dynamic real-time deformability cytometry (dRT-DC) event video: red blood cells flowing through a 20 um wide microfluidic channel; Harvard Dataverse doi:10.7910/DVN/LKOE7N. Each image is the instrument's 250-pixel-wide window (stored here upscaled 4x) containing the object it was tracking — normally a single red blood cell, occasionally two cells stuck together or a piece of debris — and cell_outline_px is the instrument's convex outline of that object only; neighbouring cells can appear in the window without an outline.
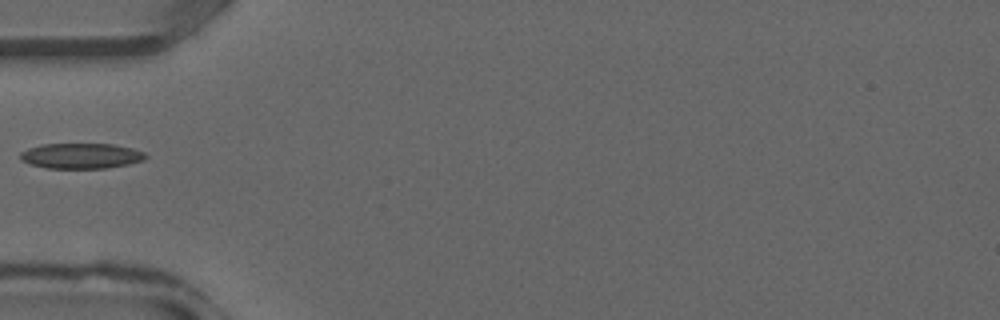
{"species": "common noctule bat (a hibernating species)", "species_latin": "Nyctalus noctula", "temperature_condition": "warm", "stored_images_in_passage": 22, "camera_frame_rate_fps": 3000, "um_per_image_px": 0.085, "animal": {"sex": "male", "forearm_length_mm": 52.5}, "frame": {"image": 1, "passage_image": 1, "time_ms": 0.0, "image_size_px": [1000, 320], "cell_outline_px": [[148, 156], [144, 160], [128, 164], [104, 168], [44, 168], [20, 160], [20, 152], [28, 148], [40, 144], [112, 144], [132, 148], [144, 152]], "centroid_in_image_um": [6.88, 13.24], "position_along_channel_um": 78.1, "area_um2": 18.55}}